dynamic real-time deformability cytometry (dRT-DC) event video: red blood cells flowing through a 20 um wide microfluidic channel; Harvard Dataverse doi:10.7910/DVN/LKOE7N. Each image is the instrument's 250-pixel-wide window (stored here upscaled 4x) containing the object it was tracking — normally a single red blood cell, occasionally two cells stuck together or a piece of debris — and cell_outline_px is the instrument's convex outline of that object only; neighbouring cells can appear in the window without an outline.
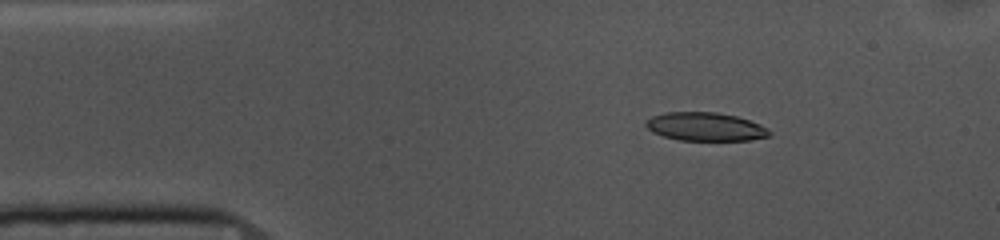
{"species": "common noctule bat (a hibernating species)", "species_latin": "Nyctalus noctula", "temperature_condition": "cold", "stored_images_in_passage": 47, "camera_frame_rate_fps": 3000, "um_per_image_px": 0.085, "animal": {"sex": "female", "body_mass_g": 10.0, "forearm_length_mm": 53.1}, "frame": {"image": 1, "passage_image": 1, "time_ms": 0.0, "image_size_px": [1000, 240], "cell_outline_px": [[772, 132], [768, 136], [752, 140], [680, 140], [664, 136], [652, 132], [644, 124], [652, 116], [664, 112], [716, 112], [736, 116], [760, 124], [768, 128]], "centroid_in_image_um": [59.97, 10.76], "position_along_channel_um": 25.0, "area_um2": 20.4}}
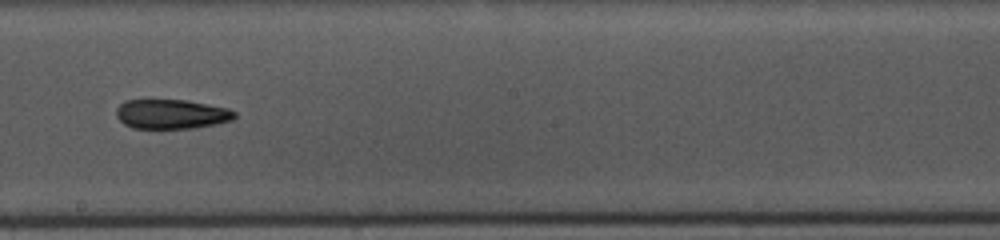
{"frame": {"image": 2, "passage_image": 22, "time_ms": 7.0, "image_size_px": [1000, 240], "cell_outline_px": [[236, 116], [232, 120], [216, 124], [192, 128], [132, 128], [124, 124], [116, 116], [116, 108], [124, 100], [188, 100], [228, 108], [236, 112]], "centroid_in_image_um": [14.57, 9.69], "position_along_channel_um": 233.6, "area_um2": 20.4}}
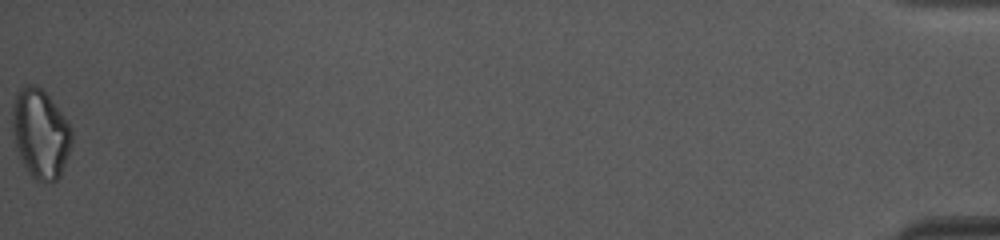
{"frame": {"image": 3, "passage_image": 47, "time_ms": 15.333, "image_size_px": [1000, 240], "cell_outline_px": [[72, 144], [68, 156], [60, 176], [56, 180], [36, 180], [28, 172], [20, 156], [12, 132], [12, 104], [16, 92], [24, 84], [32, 84], [40, 88], [48, 96], [68, 120], [72, 128]], "centroid_in_image_um": [3.44, 11.32], "position_along_channel_um": 431.8, "area_um2": 30.81}, "authors_computed_cell_mechanics": {"area_um2": 21.5594, "velocity_mm_per_s": 3.6668, "shape_relaxation_time_tau1_ms": 11.2358, "shape_relaxation_time_tau2_ms": null, "deformation_change_tau1": 0.2001, "deformation_change_tau2": null}}